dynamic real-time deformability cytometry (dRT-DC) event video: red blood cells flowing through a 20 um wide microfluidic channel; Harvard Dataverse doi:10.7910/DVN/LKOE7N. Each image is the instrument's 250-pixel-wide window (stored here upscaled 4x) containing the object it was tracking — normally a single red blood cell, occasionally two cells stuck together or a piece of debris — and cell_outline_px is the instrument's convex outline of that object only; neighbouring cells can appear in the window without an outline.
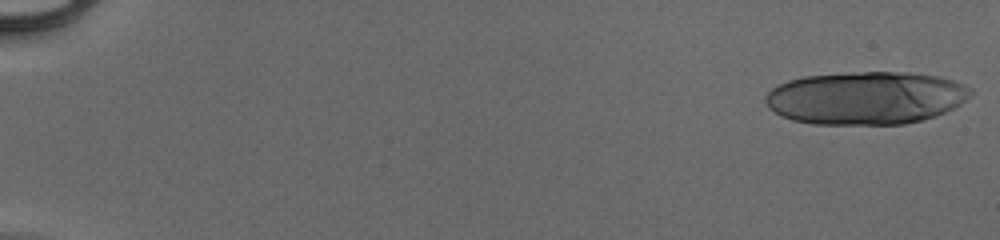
{"species": "human", "species_latin": "Homo sapiens", "temperature_condition": "cold", "stored_images_in_passage": 20, "camera_frame_rate_fps": 3000, "um_per_image_px": 0.085, "donor": {"sex": "male"}, "frame": {"image": 1, "passage_image": 1, "time_ms": 0.0, "image_size_px": [1000, 240], "cell_outline_px": [[972, 92], [960, 104], [944, 112], [924, 120], [904, 124], [812, 124], [792, 120], [768, 108], [764, 100], [764, 96], [772, 88], [788, 80], [804, 76], [852, 72], [908, 72], [940, 76], [964, 84], [972, 88]], "centroid_in_image_um": [73.59, 8.32], "position_along_channel_um": 11.4, "area_um2": 63.41}}
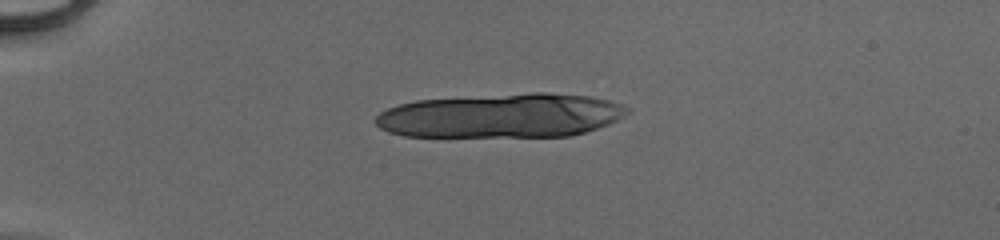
{"frame": {"image": 2, "passage_image": 14, "time_ms": 4.333, "image_size_px": [1000, 240], "cell_outline_px": [[628, 112], [624, 116], [608, 124], [584, 132], [568, 136], [404, 136], [388, 132], [380, 128], [372, 120], [380, 112], [388, 108], [400, 104], [416, 100], [532, 92], [544, 92], [588, 96], [608, 100], [620, 104], [628, 108]], "centroid_in_image_um": [42.57, 9.82], "position_along_channel_um": 42.4, "area_um2": 64.68}}